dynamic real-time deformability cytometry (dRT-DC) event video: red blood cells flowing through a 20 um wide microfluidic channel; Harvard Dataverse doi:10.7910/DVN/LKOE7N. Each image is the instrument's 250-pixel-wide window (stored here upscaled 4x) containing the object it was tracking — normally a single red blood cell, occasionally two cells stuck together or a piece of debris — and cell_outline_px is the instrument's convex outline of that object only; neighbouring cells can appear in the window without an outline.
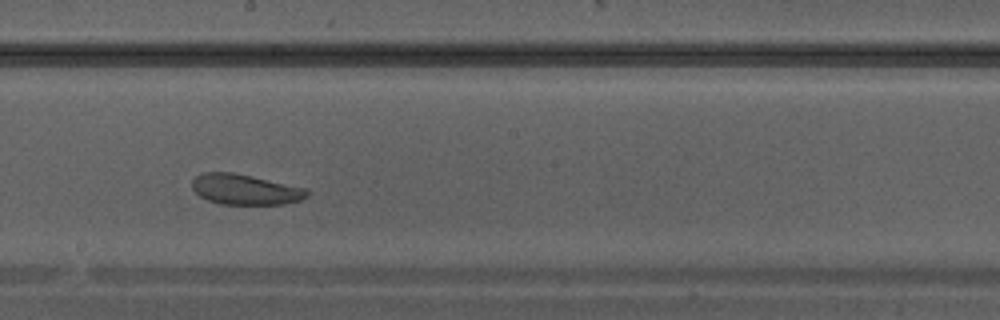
{"species": "Egyptian fruit bat (a non-hibernating species)", "species_latin": "Rousettus aegyptiacus", "temperature_condition": "warm", "stored_images_in_passage": 31, "camera_frame_rate_fps": 3000, "um_per_image_px": 0.085, "animal": {"sex": "male"}, "frame": {"image": 1, "passage_image": 14, "time_ms": 4.333, "image_size_px": [1000, 320], "cell_outline_px": [[312, 192], [308, 196], [300, 200], [284, 204], [220, 204], [208, 200], [200, 196], [192, 188], [192, 180], [200, 172], [232, 172], [252, 176], [308, 188]], "centroid_in_image_um": [20.87, 16.1], "position_along_channel_um": 227.3, "area_um2": 20.58}}